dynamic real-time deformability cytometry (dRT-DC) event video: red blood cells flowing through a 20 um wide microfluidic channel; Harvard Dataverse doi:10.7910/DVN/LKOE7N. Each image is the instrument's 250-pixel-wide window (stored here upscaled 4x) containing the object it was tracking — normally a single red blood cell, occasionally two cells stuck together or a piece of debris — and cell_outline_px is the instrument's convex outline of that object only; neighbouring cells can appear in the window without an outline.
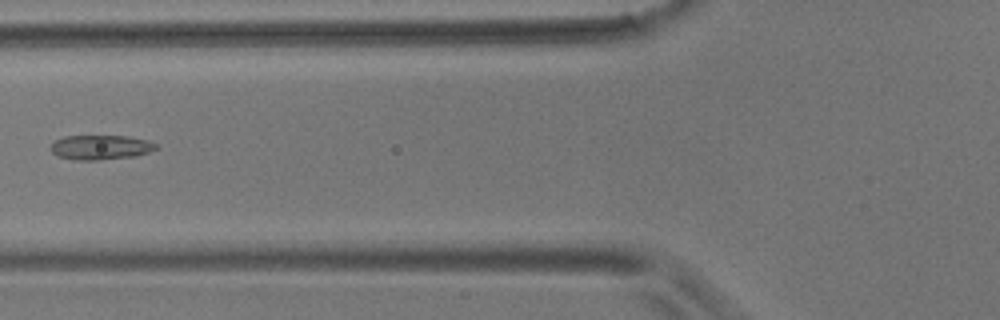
{"species": "common noctule bat (a hibernating species)", "species_latin": "Nyctalus noctula", "temperature_condition": "room temperature", "stored_images_in_passage": 14, "camera_frame_rate_fps": 3000, "um_per_image_px": 0.085, "animal": {"sex": "male", "body_mass_g": 17.9}, "frame": {"image": 1, "passage_image": 5, "time_ms": 6.0, "image_size_px": [1000, 320], "cell_outline_px": [[160, 148], [136, 156], [100, 160], [76, 160], [56, 156], [48, 148], [56, 140], [64, 136], [128, 136], [148, 140], [160, 144]], "centroid_in_image_um": [8.59, 12.52], "position_along_channel_um": 117.2, "area_um2": 15.37}}
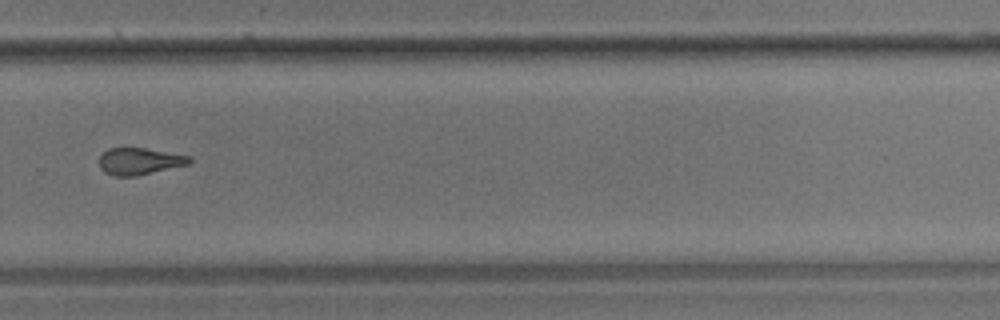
{"frame": {"image": 2, "passage_image": 10, "time_ms": 11.667, "image_size_px": [1000, 320], "cell_outline_px": [[192, 160], [188, 164], [136, 176], [116, 176], [104, 172], [100, 168], [100, 156], [108, 148], [144, 148], [188, 156]], "centroid_in_image_um": [11.82, 13.71], "position_along_channel_um": 318.0, "area_um2": 13.81}}
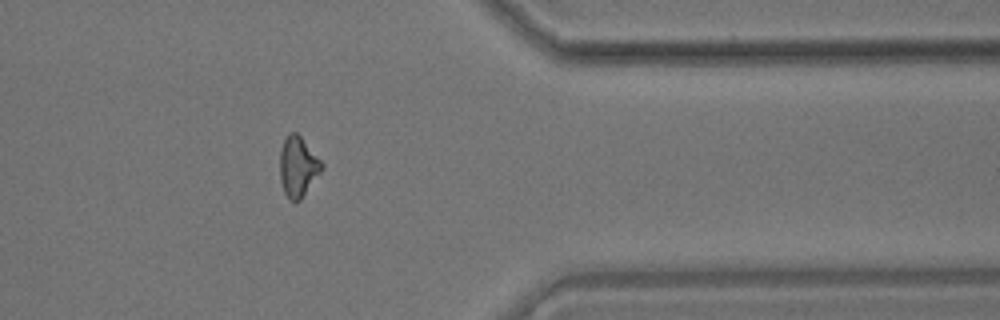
{"frame": {"image": 3, "passage_image": 12, "time_ms": 14.0, "image_size_px": [1000, 320], "cell_outline_px": [[324, 168], [300, 200], [288, 200], [284, 192], [280, 180], [280, 152], [284, 140], [288, 132], [296, 132], [300, 136], [324, 164]], "centroid_in_image_um": [25.33, 14.17], "position_along_channel_um": 386.1, "area_um2": 14.62}, "authors_computed_cell_mechanics": {"area_um2": 14.6523, "velocity_mm_per_s": 3.5489, "shape_relaxation_time_tau1_ms": null, "shape_relaxation_time_tau2_ms": 2.7094, "deformation_change_tau1": null, "deformation_change_tau2": 0.0898}}